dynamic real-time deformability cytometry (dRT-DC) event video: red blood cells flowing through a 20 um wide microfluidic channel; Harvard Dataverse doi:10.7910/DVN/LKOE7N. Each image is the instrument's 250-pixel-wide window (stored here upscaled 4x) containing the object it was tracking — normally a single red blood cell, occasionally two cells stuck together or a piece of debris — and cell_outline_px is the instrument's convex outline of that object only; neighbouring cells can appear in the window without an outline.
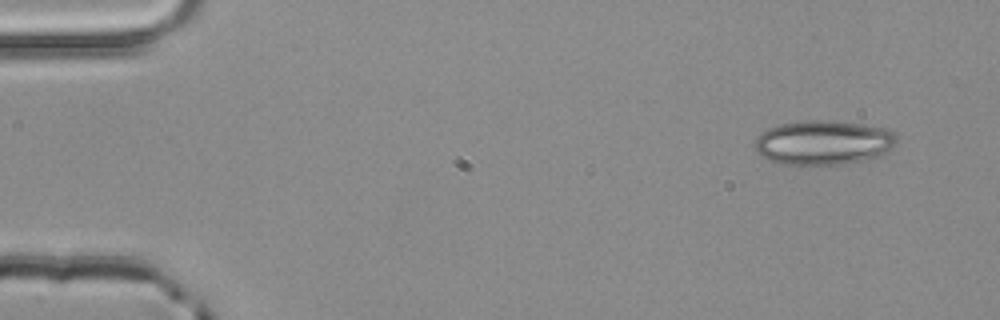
{"species": "common noctule bat (a hibernating species)", "species_latin": "Nyctalus noctula", "temperature_condition": "room temperature", "stored_images_in_passage": 3, "camera_frame_rate_fps": 3000, "um_per_image_px": 0.085, "animal": {"sex": "male", "body_mass_g": 20.4}, "frame": {"image": 1, "passage_image": 1, "time_ms": 0.0, "image_size_px": [1000, 320], "cell_outline_px": [[896, 144], [884, 156], [876, 160], [840, 164], [776, 164], [760, 156], [756, 152], [756, 136], [760, 132], [768, 128], [780, 124], [800, 120], [832, 120], [864, 124], [888, 128], [896, 136]], "centroid_in_image_um": [70.03, 12.12], "position_along_channel_um": 15.0, "area_um2": 37.69}}